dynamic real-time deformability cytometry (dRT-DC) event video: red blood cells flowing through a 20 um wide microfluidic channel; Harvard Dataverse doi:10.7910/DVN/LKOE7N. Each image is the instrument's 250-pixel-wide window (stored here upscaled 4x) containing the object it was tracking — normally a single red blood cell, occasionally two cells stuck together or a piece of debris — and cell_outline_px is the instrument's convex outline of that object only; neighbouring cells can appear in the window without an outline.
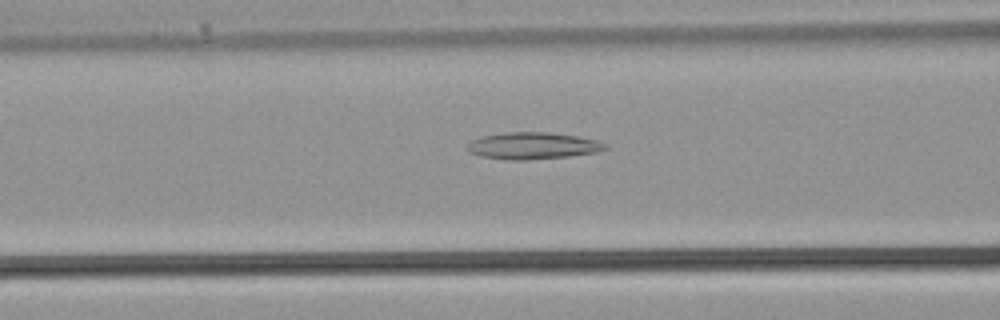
{"species": "common noctule bat (a hibernating species)", "species_latin": "Nyctalus noctula", "temperature_condition": "warm", "stored_images_in_passage": 10, "camera_frame_rate_fps": 3000, "um_per_image_px": 0.085, "animal": {"sex": "male", "body_mass_g": 21.5, "forearm_length_mm": 52.0}, "frame": {"image": 1, "passage_image": 9, "time_ms": 2.667, "image_size_px": [1000, 320], "cell_outline_px": [[608, 148], [596, 152], [568, 156], [524, 160], [508, 160], [480, 156], [468, 152], [468, 144], [472, 140], [480, 136], [504, 132], [548, 132], [576, 136], [596, 140], [608, 144]], "centroid_in_image_um": [45.26, 12.38], "position_along_channel_um": 121.3, "area_um2": 21.56}}